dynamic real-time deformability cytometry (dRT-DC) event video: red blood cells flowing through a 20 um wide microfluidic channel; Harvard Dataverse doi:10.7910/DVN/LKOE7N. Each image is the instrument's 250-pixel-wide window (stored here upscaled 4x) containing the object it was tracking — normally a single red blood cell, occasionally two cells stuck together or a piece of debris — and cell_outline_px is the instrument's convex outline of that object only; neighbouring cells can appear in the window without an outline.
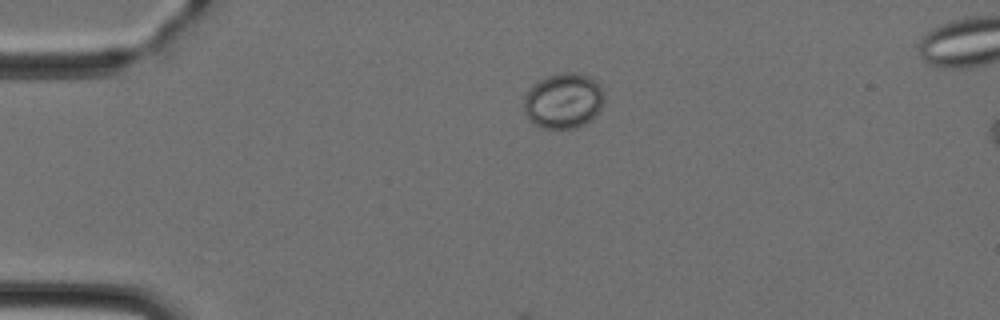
{"species": "Egyptian fruit bat (a non-hibernating species)", "species_latin": "Rousettus aegyptiacus", "temperature_condition": "cold", "stored_images_in_passage": 17, "camera_frame_rate_fps": 3000, "um_per_image_px": 0.085, "animal": {"sex": "female"}, "frame": {"image": 1, "passage_image": 11, "time_ms": 3.333, "image_size_px": [1000, 320], "cell_outline_px": [[604, 100], [600, 108], [584, 124], [576, 128], [544, 128], [528, 120], [524, 112], [524, 96], [540, 80], [548, 76], [560, 72], [576, 72], [588, 76], [600, 84], [604, 92]], "centroid_in_image_um": [47.89, 8.55], "position_along_channel_um": 37.1, "area_um2": 25.66}}